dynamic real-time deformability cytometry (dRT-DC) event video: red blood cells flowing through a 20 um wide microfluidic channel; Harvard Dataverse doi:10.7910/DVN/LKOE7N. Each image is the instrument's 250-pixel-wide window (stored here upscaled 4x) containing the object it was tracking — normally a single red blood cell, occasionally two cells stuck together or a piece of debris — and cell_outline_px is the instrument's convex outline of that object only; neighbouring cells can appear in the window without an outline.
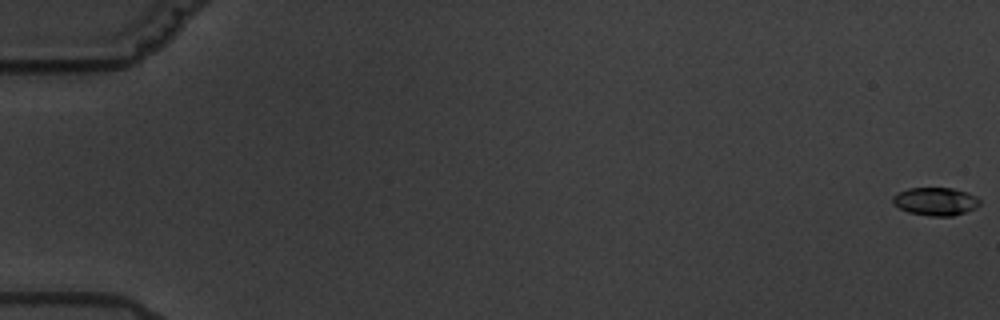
{"species": "common noctule bat (a hibernating species)", "species_latin": "Nyctalus noctula", "temperature_condition": "warm", "stored_images_in_passage": 17, "camera_frame_rate_fps": 3000, "um_per_image_px": 0.085, "animal": {"sex": "male", "body_mass_g": 19.5, "forearm_length_mm": 54.6}, "frame": {"image": 1, "passage_image": 1, "time_ms": 0.0, "image_size_px": [1000, 320], "cell_outline_px": [[980, 204], [976, 208], [952, 216], [928, 216], [908, 212], [892, 204], [892, 196], [896, 192], [908, 188], [952, 188], [968, 192], [976, 196], [980, 200]], "centroid_in_image_um": [79.49, 17.11], "position_along_channel_um": 5.5, "area_um2": 14.39}}
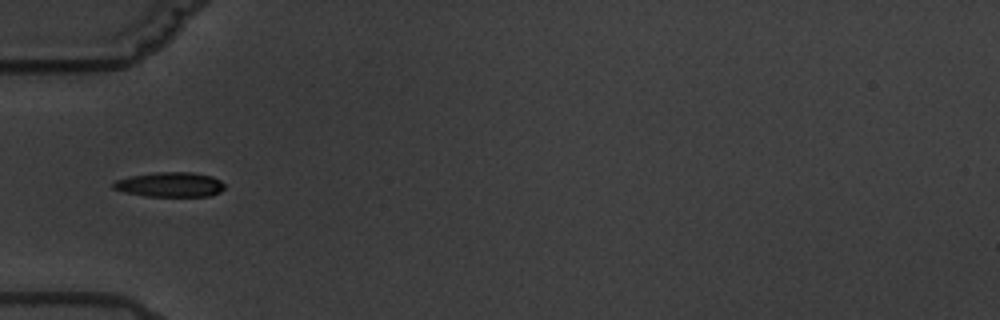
{"frame": {"image": 2, "passage_image": 7, "time_ms": 7.0, "image_size_px": [1000, 320], "cell_outline_px": [[224, 188], [220, 192], [212, 196], [144, 196], [124, 192], [112, 188], [112, 184], [116, 180], [132, 176], [156, 172], [192, 172], [212, 176], [220, 180], [224, 184]], "centroid_in_image_um": [14.47, 15.69], "position_along_channel_um": 70.5, "area_um2": 16.07}}
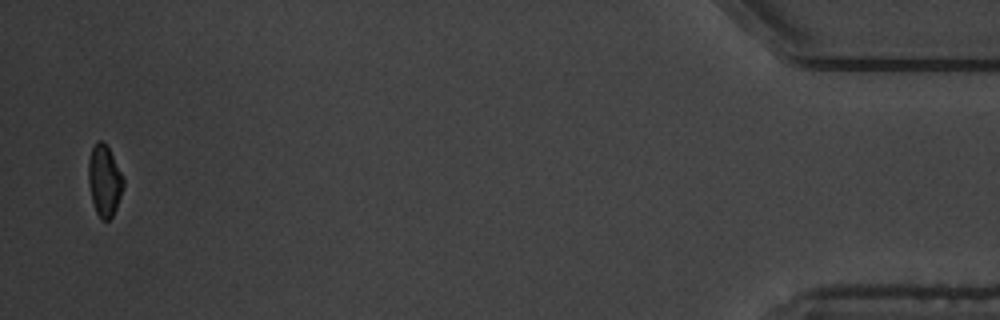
{"frame": {"image": 3, "passage_image": 17, "time_ms": 19.667, "image_size_px": [1000, 320], "cell_outline_px": [[124, 188], [116, 208], [112, 216], [108, 220], [100, 220], [96, 212], [92, 200], [88, 184], [88, 160], [92, 148], [96, 140], [104, 140], [124, 180]], "centroid_in_image_um": [8.86, 15.36], "position_along_channel_um": 426.3, "area_um2": 14.51}, "authors_computed_cell_mechanics": {"area_um2": 15.4326, "velocity_mm_per_s": 3.4575, "shape_relaxation_time_tau1_ms": 2.9453, "shape_relaxation_time_tau2_ms": null, "deformation_change_tau1": 0.1216, "deformation_change_tau2": null}}